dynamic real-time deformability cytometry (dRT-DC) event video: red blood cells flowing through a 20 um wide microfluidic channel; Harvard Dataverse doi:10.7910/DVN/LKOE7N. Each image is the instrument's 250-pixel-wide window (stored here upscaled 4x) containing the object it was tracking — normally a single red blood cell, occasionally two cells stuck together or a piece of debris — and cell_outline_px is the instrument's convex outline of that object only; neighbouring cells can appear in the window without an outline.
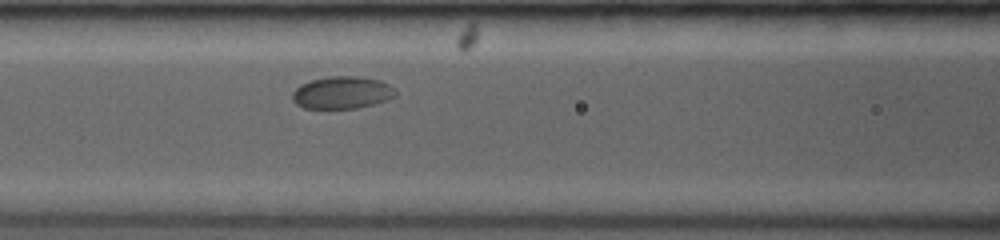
{"species": "common noctule bat (a hibernating species)", "species_latin": "Nyctalus noctula", "temperature_condition": "room temperature", "stored_images_in_passage": 5, "camera_frame_rate_fps": 3500, "um_per_image_px": 0.085, "animal": {"sex": "female", "body_mass_g": 19.0, "forearm_length_mm": 53.3}, "frame": {"image": 1, "passage_image": 5, "time_ms": 3.714, "image_size_px": [1000, 240], "cell_outline_px": [[396, 96], [388, 100], [356, 108], [304, 108], [296, 104], [292, 100], [292, 92], [300, 84], [312, 80], [328, 76], [356, 76], [380, 80], [388, 84], [396, 92]], "centroid_in_image_um": [29.06, 7.87], "position_along_channel_um": 137.5, "area_um2": 19.42}}